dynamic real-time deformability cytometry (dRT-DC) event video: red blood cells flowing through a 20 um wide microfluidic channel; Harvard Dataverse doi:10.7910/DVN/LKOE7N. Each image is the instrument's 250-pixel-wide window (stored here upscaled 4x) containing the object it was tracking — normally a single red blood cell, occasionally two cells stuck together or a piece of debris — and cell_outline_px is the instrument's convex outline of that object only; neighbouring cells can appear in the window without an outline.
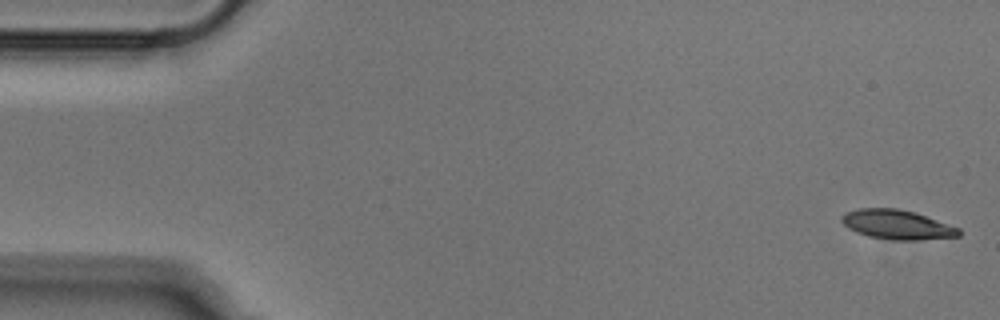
{"species": "Egyptian fruit bat (a non-hibernating species)", "species_latin": "Rousettus aegyptiacus", "temperature_condition": "cold", "stored_images_in_passage": 51, "camera_frame_rate_fps": 3000, "um_per_image_px": 0.085, "animal": {"sex": "male"}, "frame": {"image": 1, "passage_image": 1, "time_ms": 0.0, "image_size_px": [1000, 320], "cell_outline_px": [[960, 236], [916, 240], [892, 240], [868, 236], [856, 232], [848, 228], [840, 220], [840, 216], [848, 212], [860, 208], [896, 208], [916, 212], [960, 228]], "centroid_in_image_um": [76.25, 19.09], "position_along_channel_um": 8.7, "area_um2": 20.11}}
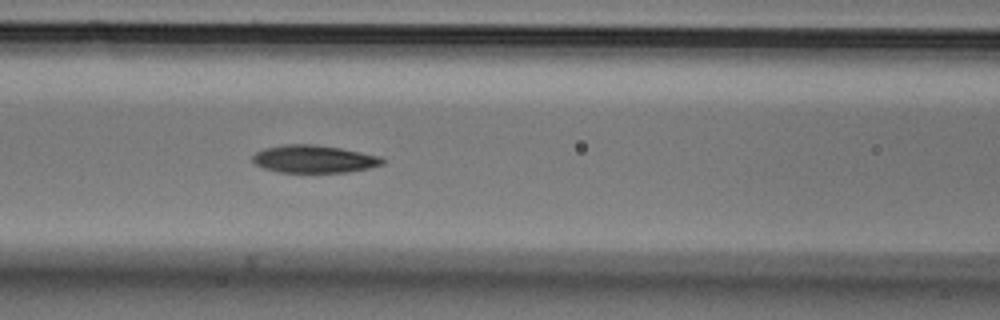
{"frame": {"image": 2, "passage_image": 21, "time_ms": 6.667, "image_size_px": [1000, 320], "cell_outline_px": [[384, 164], [368, 168], [348, 172], [280, 172], [264, 168], [256, 164], [252, 160], [252, 156], [256, 152], [264, 148], [284, 144], [312, 144], [340, 148], [380, 156], [384, 160]], "centroid_in_image_um": [26.68, 13.51], "position_along_channel_um": 139.9, "area_um2": 20.81}}
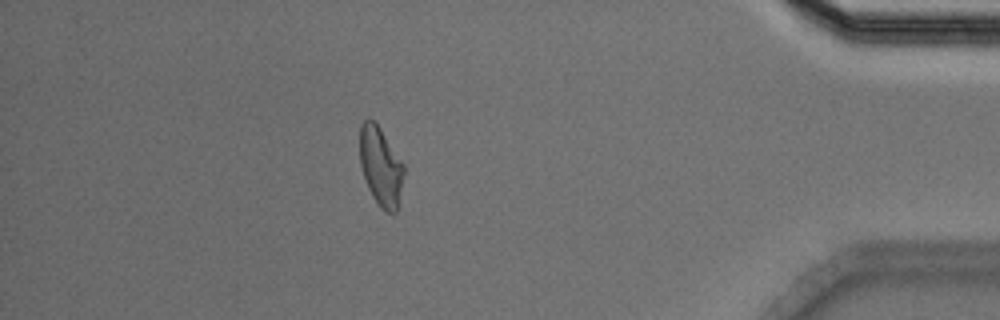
{"frame": {"image": 3, "passage_image": 45, "time_ms": 14.667, "image_size_px": [1000, 320], "cell_outline_px": [[404, 172], [396, 212], [384, 212], [380, 208], [372, 196], [368, 188], [360, 164], [360, 124], [368, 116], [376, 120], [404, 164]], "centroid_in_image_um": [32.34, 14.08], "position_along_channel_um": 402.9, "area_um2": 20.46}}